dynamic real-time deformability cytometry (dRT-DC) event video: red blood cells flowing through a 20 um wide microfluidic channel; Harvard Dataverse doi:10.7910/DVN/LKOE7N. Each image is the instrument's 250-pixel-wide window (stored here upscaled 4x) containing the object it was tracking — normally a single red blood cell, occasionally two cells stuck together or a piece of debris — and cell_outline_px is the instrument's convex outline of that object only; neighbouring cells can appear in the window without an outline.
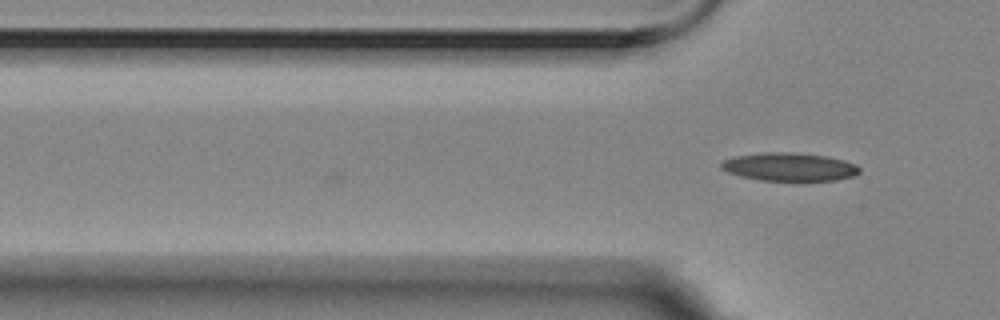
{"species": "Egyptian fruit bat (a non-hibernating species)", "species_latin": "Rousettus aegyptiacus", "temperature_condition": "room temperature", "stored_images_in_passage": 4, "camera_frame_rate_fps": 3000, "um_per_image_px": 0.085, "animal": {"sex": "female"}, "frame": {"image": 1, "passage_image": 4, "time_ms": 1.0, "image_size_px": [1000, 320], "cell_outline_px": [[860, 172], [856, 176], [836, 180], [760, 180], [740, 176], [728, 172], [720, 168], [720, 164], [724, 160], [732, 156], [764, 152], [792, 152], [828, 156], [844, 160], [856, 164], [860, 168]], "centroid_in_image_um": [67.11, 14.17], "position_along_channel_um": 58.7, "area_um2": 22.89}}